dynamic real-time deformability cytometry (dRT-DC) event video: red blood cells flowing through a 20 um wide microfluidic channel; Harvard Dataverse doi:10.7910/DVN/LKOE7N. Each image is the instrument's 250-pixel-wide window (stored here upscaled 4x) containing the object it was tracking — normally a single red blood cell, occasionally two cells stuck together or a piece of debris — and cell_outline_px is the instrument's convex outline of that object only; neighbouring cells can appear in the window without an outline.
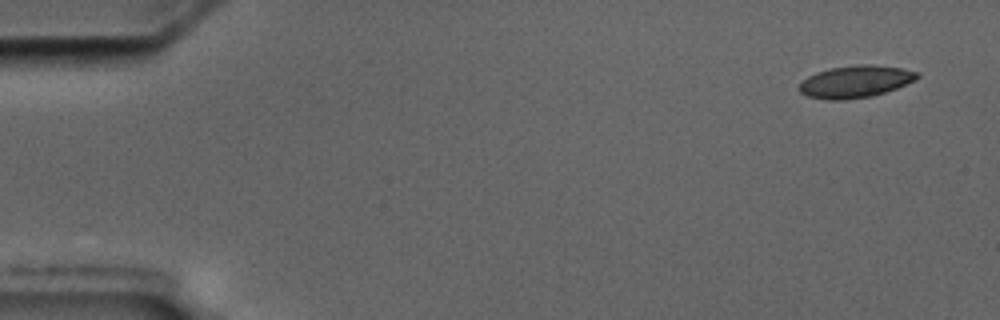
{"species": "common noctule bat (a hibernating species)", "species_latin": "Nyctalus noctula", "temperature_condition": "cold", "stored_images_in_passage": 14, "camera_frame_rate_fps": 3000, "um_per_image_px": 0.085, "animal": {"sex": "male", "body_mass_g": 17.5, "forearm_length_mm": 52.3}, "frame": {"image": 1, "passage_image": 1, "time_ms": 0.0, "image_size_px": [1000, 320], "cell_outline_px": [[920, 76], [916, 80], [896, 88], [872, 96], [844, 100], [828, 100], [808, 96], [800, 92], [800, 84], [808, 76], [816, 72], [832, 68], [860, 64], [872, 64], [904, 68], [920, 72]], "centroid_in_image_um": [72.76, 6.93], "position_along_channel_um": 12.2, "area_um2": 22.08}}
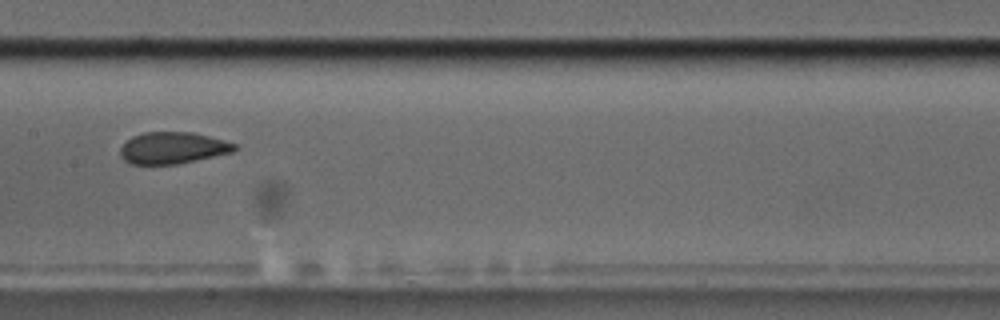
{"frame": {"image": 2, "passage_image": 7, "time_ms": 8.667, "image_size_px": [1000, 320], "cell_outline_px": [[236, 148], [232, 152], [196, 160], [176, 164], [132, 164], [124, 160], [120, 156], [120, 148], [132, 136], [144, 132], [192, 132], [224, 140], [236, 144]], "centroid_in_image_um": [14.66, 12.57], "position_along_channel_um": 192.7, "area_um2": 20.92}}
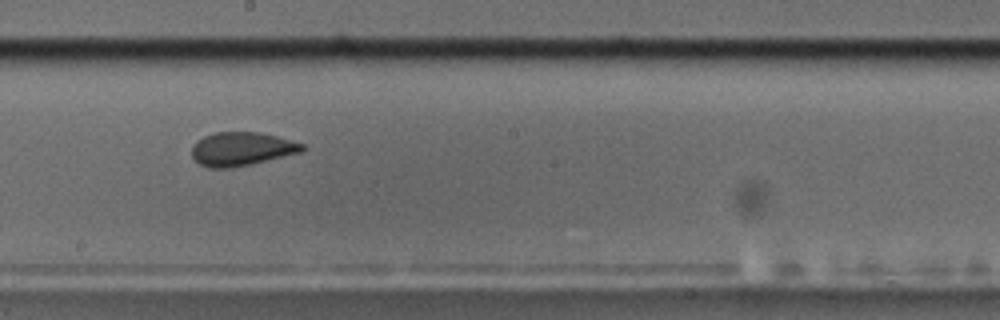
{"frame": {"image": 3, "passage_image": 8, "time_ms": 9.667, "image_size_px": [1000, 320], "cell_outline_px": [[308, 148], [300, 152], [252, 164], [232, 168], [208, 168], [200, 164], [192, 156], [192, 144], [196, 140], [204, 136], [216, 132], [256, 132], [276, 136], [304, 144]], "centroid_in_image_um": [20.52, 12.66], "position_along_channel_um": 227.7, "area_um2": 21.68}, "authors_computed_cell_mechanics": {"area_um2": 22.3108, "velocity_mm_per_s": 3.5124, "shape_relaxation_time_tau1_ms": null, "shape_relaxation_time_tau2_ms": 0.9954, "deformation_change_tau1": null, "deformation_change_tau2": 0.0678}}